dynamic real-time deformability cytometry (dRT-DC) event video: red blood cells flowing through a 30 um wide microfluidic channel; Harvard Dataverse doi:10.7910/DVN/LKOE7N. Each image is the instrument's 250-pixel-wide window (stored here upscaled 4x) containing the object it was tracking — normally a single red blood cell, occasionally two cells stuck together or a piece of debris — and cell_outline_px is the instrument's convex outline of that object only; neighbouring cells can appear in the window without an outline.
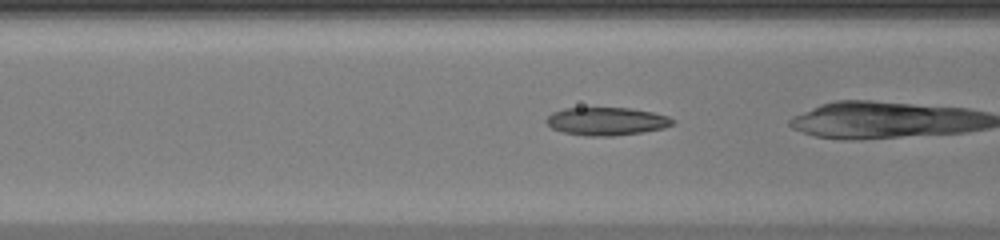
{"species": "common noctule bat (a hibernating species)", "species_latin": "Nyctalus noctula", "temperature_condition": "warm", "stored_images_in_passage": 38, "camera_frame_rate_fps": 3000, "um_per_image_px": 0.085, "animal": {"sex": "female", "body_mass_g": 20.0, "forearm_length_mm": 54.0}, "frame": {"image": 1, "passage_image": 19, "time_ms": 6.0, "image_size_px": [1000, 240], "cell_outline_px": [[676, 124], [664, 128], [640, 132], [612, 136], [588, 136], [564, 132], [552, 128], [544, 120], [552, 112], [564, 108], [632, 108], [652, 112], [668, 116], [676, 120]], "centroid_in_image_um": [51.58, 10.3], "position_along_channel_um": 115.0, "area_um2": 20.63}}